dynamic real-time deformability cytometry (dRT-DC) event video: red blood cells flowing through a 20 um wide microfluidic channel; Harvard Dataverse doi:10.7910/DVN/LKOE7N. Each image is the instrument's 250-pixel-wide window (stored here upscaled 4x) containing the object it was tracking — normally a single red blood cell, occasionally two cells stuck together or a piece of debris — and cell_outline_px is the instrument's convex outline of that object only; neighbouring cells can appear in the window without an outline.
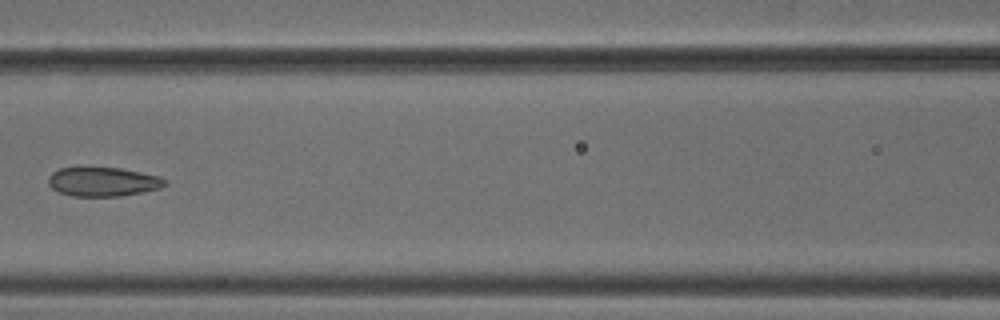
{"species": "common noctule bat (a hibernating species)", "species_latin": "Nyctalus noctula", "temperature_condition": "cold", "stored_images_in_passage": 8, "camera_frame_rate_fps": 3000, "um_per_image_px": 0.085, "animal": {"sex": "male", "body_mass_g": 18.8}, "frame": {"image": 1, "passage_image": 8, "time_ms": 2.333, "image_size_px": [1000, 320], "cell_outline_px": [[168, 184], [160, 188], [120, 196], [72, 196], [60, 192], [52, 188], [48, 184], [48, 176], [52, 172], [60, 168], [120, 168], [160, 176], [168, 180]], "centroid_in_image_um": [8.77, 15.45], "position_along_channel_um": 157.8, "area_um2": 19.71}}